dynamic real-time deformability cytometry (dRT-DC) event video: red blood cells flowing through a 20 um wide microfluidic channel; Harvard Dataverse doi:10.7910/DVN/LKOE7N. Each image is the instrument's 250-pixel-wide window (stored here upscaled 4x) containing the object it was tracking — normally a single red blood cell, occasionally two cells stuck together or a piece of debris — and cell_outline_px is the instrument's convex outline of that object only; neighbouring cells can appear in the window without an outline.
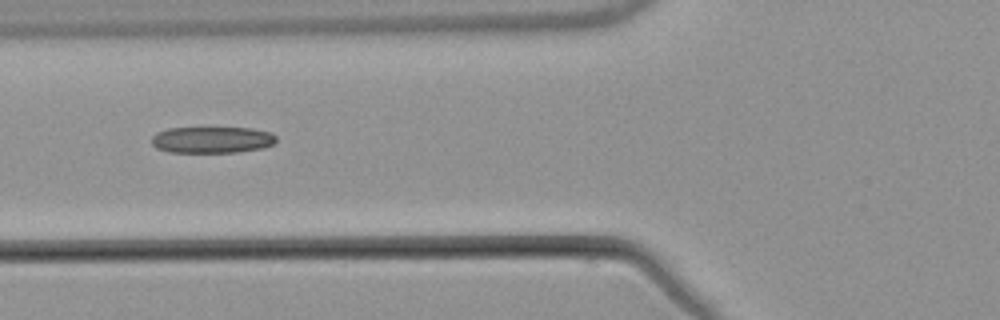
{"species": "common noctule bat (a hibernating species)", "species_latin": "Nyctalus noctula", "temperature_condition": "warm", "stored_images_in_passage": 7, "camera_frame_rate_fps": 3000, "um_per_image_px": 0.085, "animal": {"sex": "male", "body_mass_g": 21.5, "forearm_length_mm": 52.0}, "frame": {"image": 1, "passage_image": 6, "time_ms": 6.0, "image_size_px": [1000, 320], "cell_outline_px": [[276, 144], [264, 148], [236, 152], [168, 152], [156, 148], [152, 144], [152, 136], [156, 132], [168, 128], [252, 128], [272, 132], [276, 136]], "centroid_in_image_um": [18.05, 11.88], "position_along_channel_um": 107.7, "area_um2": 19.42}}
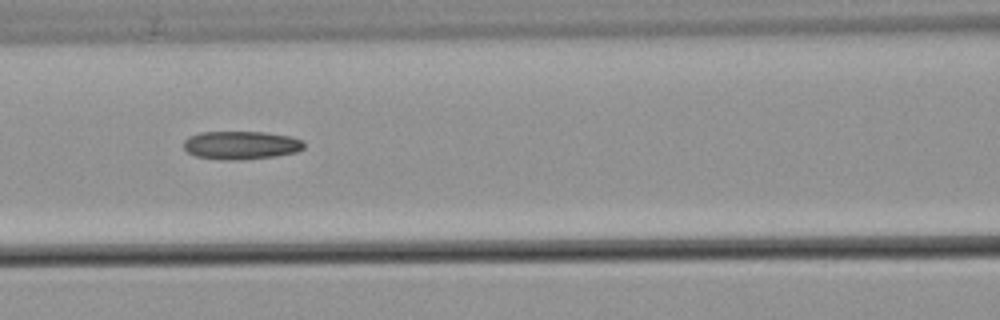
{"frame": {"image": 2, "passage_image": 7, "time_ms": 7.0, "image_size_px": [1000, 320], "cell_outline_px": [[304, 148], [296, 152], [276, 156], [244, 160], [224, 160], [196, 156], [188, 152], [184, 148], [184, 140], [188, 136], [200, 132], [264, 132], [292, 136], [304, 140]], "centroid_in_image_um": [20.51, 12.34], "position_along_channel_um": 146.1, "area_um2": 20.06}}